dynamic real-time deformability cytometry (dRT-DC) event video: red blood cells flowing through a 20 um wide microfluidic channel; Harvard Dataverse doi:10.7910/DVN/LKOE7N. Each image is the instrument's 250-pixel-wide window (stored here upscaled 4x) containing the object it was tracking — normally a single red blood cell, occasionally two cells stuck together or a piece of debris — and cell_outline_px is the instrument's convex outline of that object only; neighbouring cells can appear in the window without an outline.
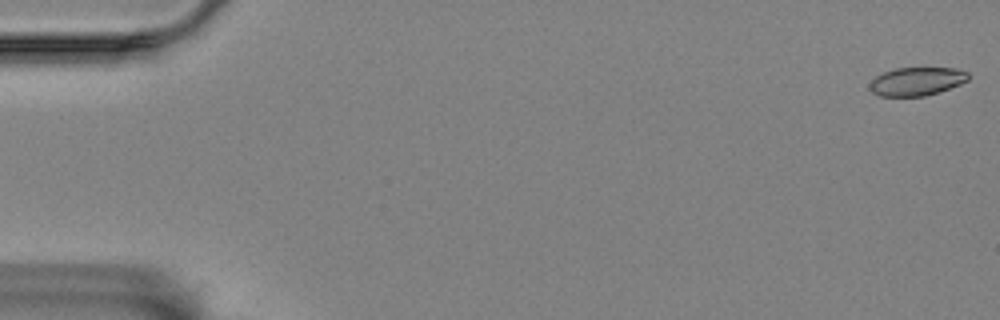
{"species": "Egyptian fruit bat (a non-hibernating species)", "species_latin": "Rousettus aegyptiacus", "temperature_condition": "room temperature", "stored_images_in_passage": 58, "camera_frame_rate_fps": 3000, "um_per_image_px": 0.085, "animal": {"sex": "female"}, "frame": {"image": 1, "passage_image": 1, "time_ms": 0.0, "image_size_px": [1000, 320], "cell_outline_px": [[968, 80], [960, 84], [940, 92], [924, 96], [880, 96], [872, 92], [868, 88], [868, 84], [876, 76], [884, 72], [896, 68], [956, 68], [968, 72]], "centroid_in_image_um": [77.91, 6.92], "position_along_channel_um": 7.1, "area_um2": 16.36}}
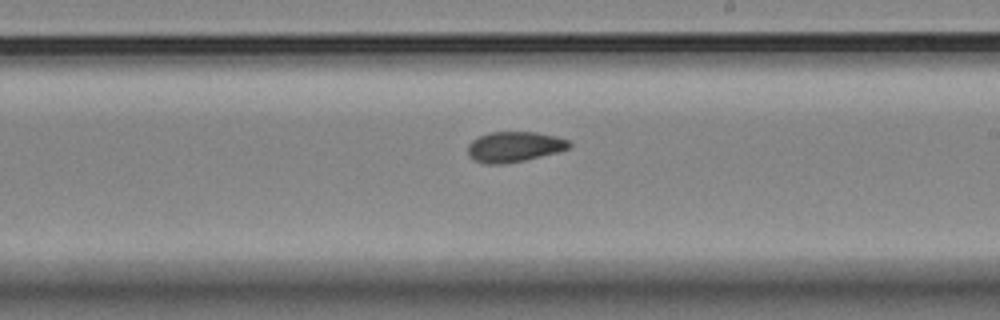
{"frame": {"image": 2, "passage_image": 34, "time_ms": 11.0, "image_size_px": [1000, 320], "cell_outline_px": [[572, 144], [568, 148], [556, 152], [524, 160], [504, 164], [484, 164], [472, 160], [468, 156], [468, 144], [472, 140], [488, 132], [536, 132], [556, 136], [568, 140]], "centroid_in_image_um": [43.67, 12.48], "position_along_channel_um": 245.3, "area_um2": 17.98}}
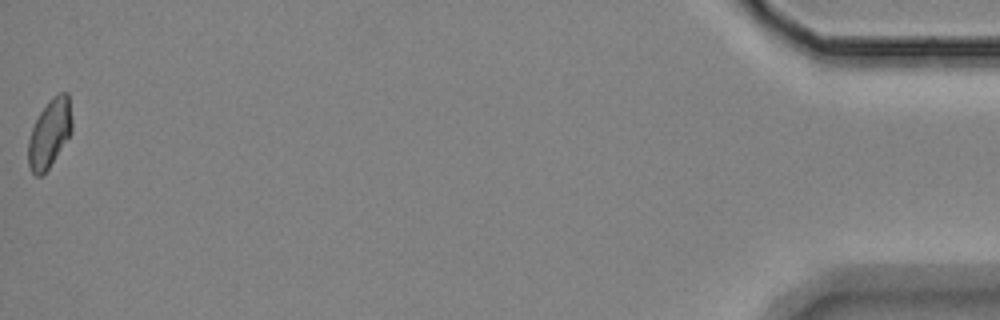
{"frame": {"image": 3, "passage_image": 58, "time_ms": 19.0, "image_size_px": [1000, 320], "cell_outline_px": [[72, 132], [48, 168], [40, 176], [36, 176], [32, 172], [28, 164], [28, 140], [32, 128], [40, 112], [52, 96], [60, 92], [68, 92], [72, 120]], "centroid_in_image_um": [4.22, 11.31], "position_along_channel_um": 431.0, "area_um2": 17.28}, "authors_computed_cell_mechanics": {"area_um2": 17.7735, "velocity_mm_per_s": 3.4839, "shape_relaxation_time_tau1_ms": null, "shape_relaxation_time_tau2_ms": 2.552, "deformation_change_tau1": null, "deformation_change_tau2": 0.0584}}